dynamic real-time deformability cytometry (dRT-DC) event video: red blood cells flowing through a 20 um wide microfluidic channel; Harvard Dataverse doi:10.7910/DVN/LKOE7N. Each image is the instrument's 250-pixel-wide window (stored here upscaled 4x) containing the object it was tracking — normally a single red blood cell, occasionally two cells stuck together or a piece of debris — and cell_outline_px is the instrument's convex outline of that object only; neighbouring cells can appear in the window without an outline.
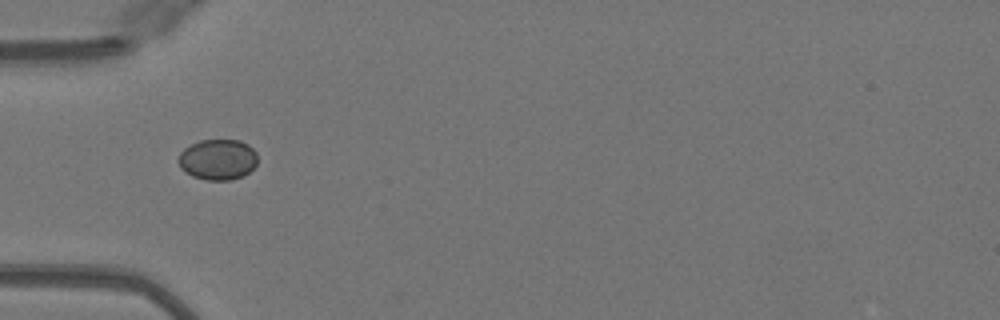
{"species": "Egyptian fruit bat (a non-hibernating species)", "species_latin": "Rousettus aegyptiacus", "temperature_condition": "warm", "stored_images_in_passage": 34, "camera_frame_rate_fps": 3000, "um_per_image_px": 0.085, "animal": {"sex": "female"}, "frame": {"image": 1, "passage_image": 1, "time_ms": 0.0, "image_size_px": [1000, 320], "cell_outline_px": [[256, 164], [244, 176], [228, 180], [208, 180], [192, 176], [180, 168], [176, 160], [180, 152], [184, 148], [200, 140], [240, 140], [248, 144], [256, 152]], "centroid_in_image_um": [18.48, 13.55], "position_along_channel_um": 66.5, "area_um2": 18.84}}
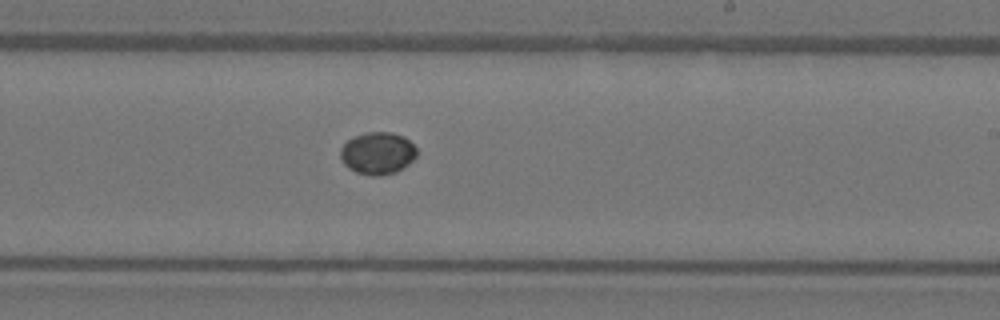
{"frame": {"image": 2, "passage_image": 15, "time_ms": 4.667, "image_size_px": [1000, 320], "cell_outline_px": [[416, 156], [408, 164], [396, 172], [380, 176], [372, 176], [356, 172], [348, 168], [344, 164], [340, 156], [340, 148], [352, 136], [368, 132], [392, 132], [404, 136], [416, 148]], "centroid_in_image_um": [32.08, 13.02], "position_along_channel_um": 256.9, "area_um2": 18.84}}
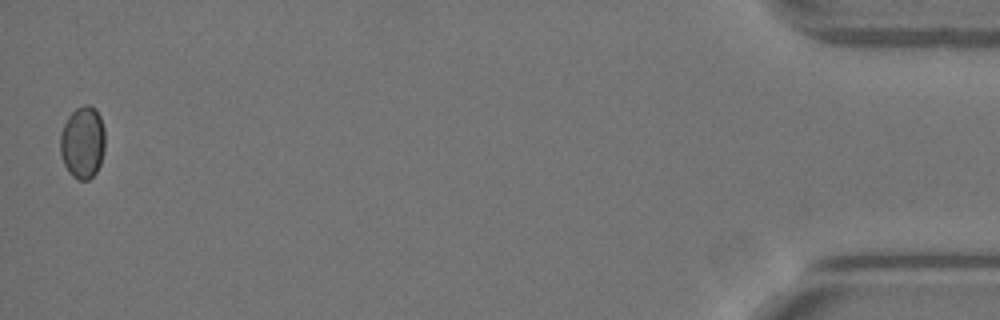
{"frame": {"image": 3, "passage_image": 34, "time_ms": 11.0, "image_size_px": [1000, 320], "cell_outline_px": [[104, 152], [100, 164], [96, 172], [88, 180], [76, 180], [68, 172], [60, 156], [60, 132], [68, 116], [76, 108], [84, 104], [88, 104], [96, 108], [100, 116], [104, 128]], "centroid_in_image_um": [7.01, 12.1], "position_along_channel_um": 428.2, "area_um2": 19.19}}